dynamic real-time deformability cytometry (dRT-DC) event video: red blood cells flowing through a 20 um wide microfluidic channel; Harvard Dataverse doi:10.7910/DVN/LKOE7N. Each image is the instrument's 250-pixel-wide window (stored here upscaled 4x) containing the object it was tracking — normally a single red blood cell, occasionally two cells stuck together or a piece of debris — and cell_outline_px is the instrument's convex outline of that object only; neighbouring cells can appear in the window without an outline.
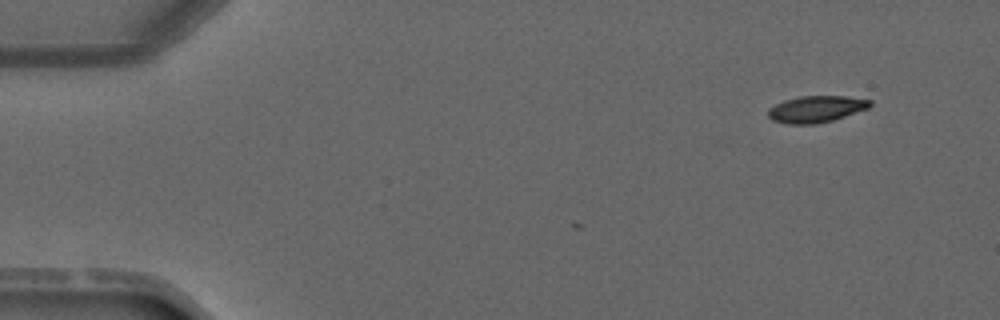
{"species": "common noctule bat (a hibernating species)", "species_latin": "Nyctalus noctula", "temperature_condition": "warm", "stored_images_in_passage": 5, "camera_frame_rate_fps": 3000, "um_per_image_px": 0.085, "animal": {"sex": "male", "forearm_length_mm": 52.5}, "frame": {"image": 1, "passage_image": 2, "time_ms": 2.333, "image_size_px": [1000, 320], "cell_outline_px": [[872, 104], [868, 108], [832, 120], [812, 124], [788, 124], [772, 120], [768, 116], [768, 108], [784, 100], [800, 96], [848, 96], [872, 100]], "centroid_in_image_um": [69.36, 9.26], "position_along_channel_um": 15.6, "area_um2": 15.72}}
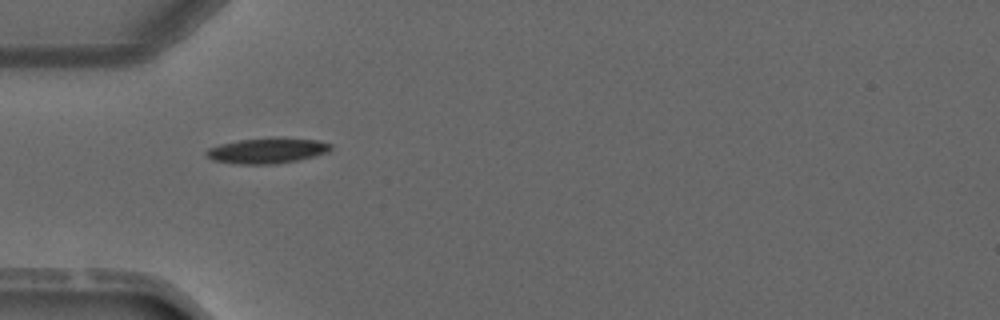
{"frame": {"image": 2, "passage_image": 5, "time_ms": 5.667, "image_size_px": [1000, 320], "cell_outline_px": [[332, 148], [328, 152], [296, 160], [276, 164], [236, 164], [212, 160], [204, 156], [204, 152], [208, 148], [220, 144], [240, 140], [316, 140], [332, 144]], "centroid_in_image_um": [22.61, 12.85], "position_along_channel_um": 62.4, "area_um2": 17.63}}